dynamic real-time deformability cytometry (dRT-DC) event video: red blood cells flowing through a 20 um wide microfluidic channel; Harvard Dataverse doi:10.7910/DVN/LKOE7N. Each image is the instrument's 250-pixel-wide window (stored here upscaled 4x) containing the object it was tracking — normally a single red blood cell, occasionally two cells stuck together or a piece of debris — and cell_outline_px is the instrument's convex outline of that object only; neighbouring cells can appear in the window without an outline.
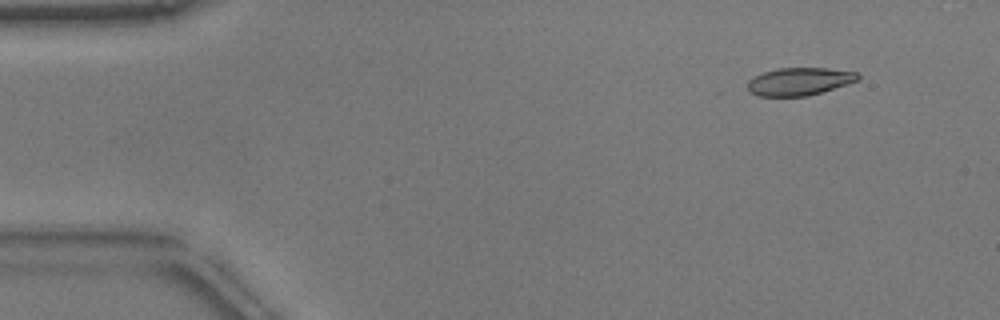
{"species": "common noctule bat (a hibernating species)", "species_latin": "Nyctalus noctula", "temperature_condition": "warm", "stored_images_in_passage": 46, "camera_frame_rate_fps": 3000, "um_per_image_px": 0.085, "animal": {"sex": "male", "body_mass_g": 17.9}, "frame": {"image": 1, "passage_image": 5, "time_ms": 1.333, "image_size_px": [1000, 320], "cell_outline_px": [[860, 80], [808, 96], [760, 96], [748, 92], [748, 80], [752, 76], [776, 68], [828, 68], [856, 72], [860, 76]], "centroid_in_image_um": [67.92, 6.92], "position_along_channel_um": 17.1, "area_um2": 17.92}}
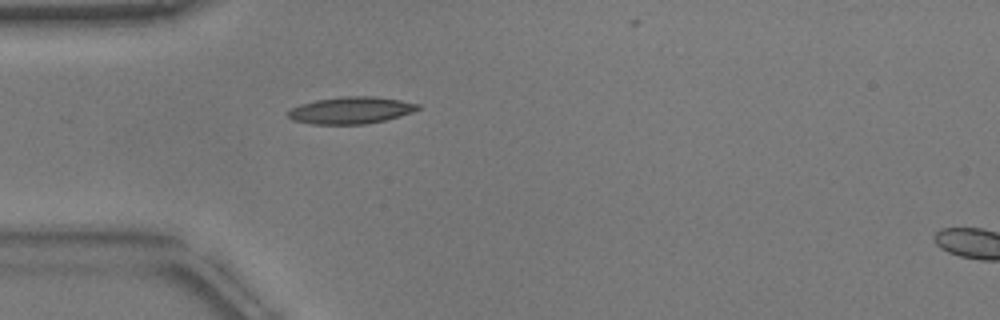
{"frame": {"image": 2, "passage_image": 15, "time_ms": 4.667, "image_size_px": [1000, 320], "cell_outline_px": [[420, 108], [412, 112], [384, 120], [364, 124], [312, 124], [292, 120], [288, 116], [288, 112], [292, 108], [300, 104], [316, 100], [344, 96], [372, 96], [400, 100], [420, 104]], "centroid_in_image_um": [29.81, 9.37], "position_along_channel_um": 55.2, "area_um2": 20.17}}
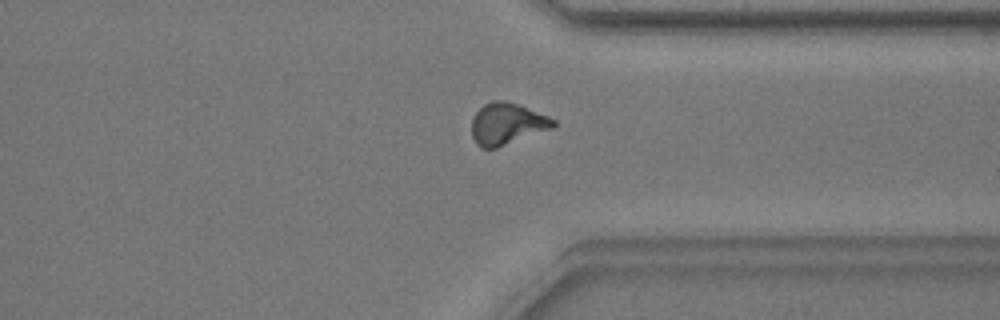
{"frame": {"image": 3, "passage_image": 40, "time_ms": 13.0, "image_size_px": [1000, 320], "cell_outline_px": [[556, 124], [552, 128], [496, 148], [480, 148], [476, 144], [472, 136], [472, 116], [484, 104], [492, 100], [504, 100], [516, 104], [548, 116], [556, 120]], "centroid_in_image_um": [43.06, 10.52], "position_along_channel_um": 368.3, "area_um2": 19.65}, "authors_computed_cell_mechanics": {"area_um2": 18.8139, "velocity_mm_per_s": 3.8264, "shape_relaxation_time_tau1_ms": 6.5998, "shape_relaxation_time_tau2_ms": 2.9747, "deformation_change_tau1": 0.2187, "deformation_change_tau2": 0.1096}}